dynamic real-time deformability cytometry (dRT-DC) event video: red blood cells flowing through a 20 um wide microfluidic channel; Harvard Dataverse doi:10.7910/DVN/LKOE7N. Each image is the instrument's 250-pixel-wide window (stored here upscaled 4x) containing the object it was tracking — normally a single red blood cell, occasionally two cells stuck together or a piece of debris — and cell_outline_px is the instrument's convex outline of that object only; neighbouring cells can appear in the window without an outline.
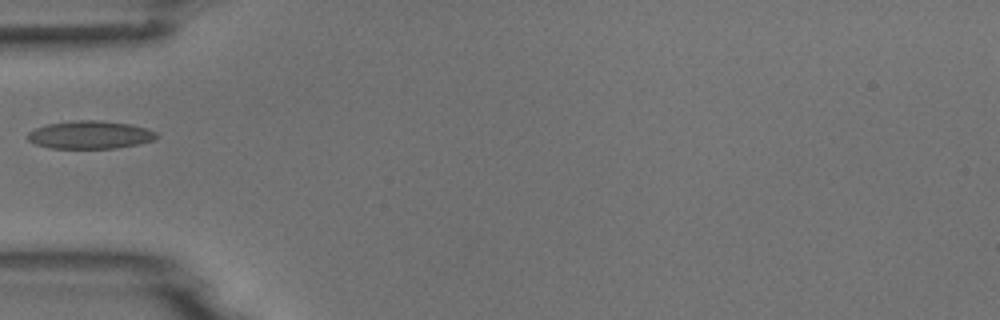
{"species": "common noctule bat (a hibernating species)", "species_latin": "Nyctalus noctula", "temperature_condition": "room temperature", "stored_images_in_passage": 6, "camera_frame_rate_fps": 3000, "um_per_image_px": 0.085, "animal": {"sex": "male", "body_mass_g": 18.8}, "frame": {"image": 1, "passage_image": 6, "time_ms": 5.667, "image_size_px": [1000, 320], "cell_outline_px": [[160, 136], [152, 140], [136, 144], [116, 148], [52, 148], [36, 144], [28, 140], [28, 132], [36, 128], [48, 124], [72, 120], [100, 120], [128, 124], [148, 128], [156, 132]], "centroid_in_image_um": [7.66, 11.45], "position_along_channel_um": 77.3, "area_um2": 20.87}}